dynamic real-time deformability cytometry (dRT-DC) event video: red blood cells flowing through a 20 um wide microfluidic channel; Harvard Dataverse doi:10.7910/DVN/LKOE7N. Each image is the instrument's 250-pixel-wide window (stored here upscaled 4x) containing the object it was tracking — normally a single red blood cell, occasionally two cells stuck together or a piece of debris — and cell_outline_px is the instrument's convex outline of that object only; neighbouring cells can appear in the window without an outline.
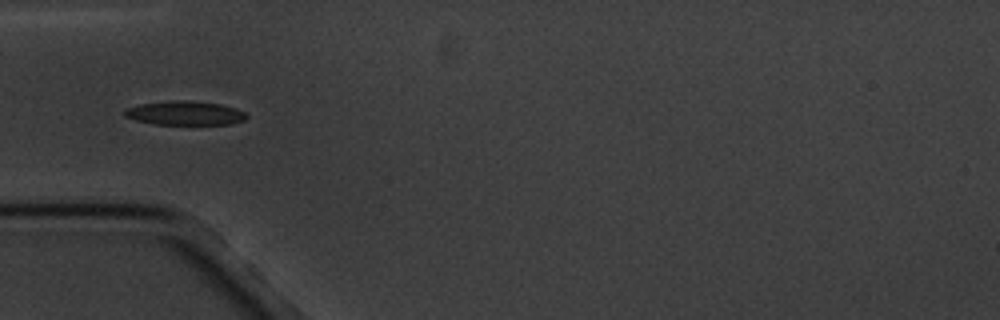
{"species": "common noctule bat (a hibernating species)", "species_latin": "Nyctalus noctula", "temperature_condition": "cold", "stored_images_in_passage": 4, "camera_frame_rate_fps": 3000, "um_per_image_px": 0.085, "animal": {"sex": "male", "body_mass_g": 20.1, "forearm_length_mm": 53.5}, "frame": {"image": 1, "passage_image": 4, "time_ms": 3.667, "image_size_px": [1000, 320], "cell_outline_px": [[248, 116], [244, 120], [232, 124], [152, 124], [136, 120], [124, 116], [124, 108], [140, 104], [172, 100], [188, 100], [220, 104], [236, 108], [244, 112]], "centroid_in_image_um": [15.7, 9.61], "position_along_channel_um": 69.3, "area_um2": 17.11}}